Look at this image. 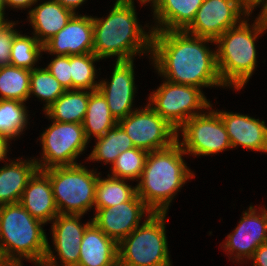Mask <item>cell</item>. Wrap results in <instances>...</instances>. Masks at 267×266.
<instances>
[{"mask_svg":"<svg viewBox=\"0 0 267 266\" xmlns=\"http://www.w3.org/2000/svg\"><path fill=\"white\" fill-rule=\"evenodd\" d=\"M206 42L215 43L186 31H153L151 55L154 67L173 83L198 88L223 87L217 69L216 51H210Z\"/></svg>","mask_w":267,"mask_h":266,"instance_id":"6da1fadb","label":"cell"},{"mask_svg":"<svg viewBox=\"0 0 267 266\" xmlns=\"http://www.w3.org/2000/svg\"><path fill=\"white\" fill-rule=\"evenodd\" d=\"M92 19L93 53L99 59L128 61L138 53L151 54L153 31L146 34L138 24L134 4L116 1L106 19Z\"/></svg>","mask_w":267,"mask_h":266,"instance_id":"7a4b0ae2","label":"cell"},{"mask_svg":"<svg viewBox=\"0 0 267 266\" xmlns=\"http://www.w3.org/2000/svg\"><path fill=\"white\" fill-rule=\"evenodd\" d=\"M184 154L179 138L167 148L148 153L136 188L137 195L154 213H167L179 189L195 176L186 166Z\"/></svg>","mask_w":267,"mask_h":266,"instance_id":"3957f363","label":"cell"},{"mask_svg":"<svg viewBox=\"0 0 267 266\" xmlns=\"http://www.w3.org/2000/svg\"><path fill=\"white\" fill-rule=\"evenodd\" d=\"M42 224L20 203L0 205V252L9 266H22V257L42 265L49 243Z\"/></svg>","mask_w":267,"mask_h":266,"instance_id":"277c9868","label":"cell"},{"mask_svg":"<svg viewBox=\"0 0 267 266\" xmlns=\"http://www.w3.org/2000/svg\"><path fill=\"white\" fill-rule=\"evenodd\" d=\"M243 20L226 30L216 41V63L224 87L242 89L256 67L255 40L265 28L257 21L251 26ZM250 26V27H249Z\"/></svg>","mask_w":267,"mask_h":266,"instance_id":"5b68a950","label":"cell"},{"mask_svg":"<svg viewBox=\"0 0 267 266\" xmlns=\"http://www.w3.org/2000/svg\"><path fill=\"white\" fill-rule=\"evenodd\" d=\"M166 213H152L118 243V266H171Z\"/></svg>","mask_w":267,"mask_h":266,"instance_id":"8992f818","label":"cell"},{"mask_svg":"<svg viewBox=\"0 0 267 266\" xmlns=\"http://www.w3.org/2000/svg\"><path fill=\"white\" fill-rule=\"evenodd\" d=\"M43 172L50 178L59 214L84 215L94 207L98 175L84 165L52 167Z\"/></svg>","mask_w":267,"mask_h":266,"instance_id":"52a82bcc","label":"cell"},{"mask_svg":"<svg viewBox=\"0 0 267 266\" xmlns=\"http://www.w3.org/2000/svg\"><path fill=\"white\" fill-rule=\"evenodd\" d=\"M149 100L150 107L177 131L188 119L201 114L196 109L212 108L200 88L167 80L149 96Z\"/></svg>","mask_w":267,"mask_h":266,"instance_id":"ba28073f","label":"cell"},{"mask_svg":"<svg viewBox=\"0 0 267 266\" xmlns=\"http://www.w3.org/2000/svg\"><path fill=\"white\" fill-rule=\"evenodd\" d=\"M40 138L43 160L35 159V161L41 171L52 167L78 164L75 159L89 143L82 124L54 120Z\"/></svg>","mask_w":267,"mask_h":266,"instance_id":"9c48e42d","label":"cell"},{"mask_svg":"<svg viewBox=\"0 0 267 266\" xmlns=\"http://www.w3.org/2000/svg\"><path fill=\"white\" fill-rule=\"evenodd\" d=\"M201 113L188 119L179 129L183 151L187 154L211 155L232 148L226 127L217 111Z\"/></svg>","mask_w":267,"mask_h":266,"instance_id":"30bf717a","label":"cell"},{"mask_svg":"<svg viewBox=\"0 0 267 266\" xmlns=\"http://www.w3.org/2000/svg\"><path fill=\"white\" fill-rule=\"evenodd\" d=\"M131 138L134 147L152 152L171 146L177 141L178 131L156 113L148 104L142 110L135 109L118 121Z\"/></svg>","mask_w":267,"mask_h":266,"instance_id":"8fae6325","label":"cell"},{"mask_svg":"<svg viewBox=\"0 0 267 266\" xmlns=\"http://www.w3.org/2000/svg\"><path fill=\"white\" fill-rule=\"evenodd\" d=\"M250 15L242 0H204L187 33L216 41L226 30L238 25L241 15Z\"/></svg>","mask_w":267,"mask_h":266,"instance_id":"7c38bea8","label":"cell"},{"mask_svg":"<svg viewBox=\"0 0 267 266\" xmlns=\"http://www.w3.org/2000/svg\"><path fill=\"white\" fill-rule=\"evenodd\" d=\"M145 213L151 215L154 212L136 194L130 201L96 210L91 221L119 243L140 225Z\"/></svg>","mask_w":267,"mask_h":266,"instance_id":"4fadbf2b","label":"cell"},{"mask_svg":"<svg viewBox=\"0 0 267 266\" xmlns=\"http://www.w3.org/2000/svg\"><path fill=\"white\" fill-rule=\"evenodd\" d=\"M256 208L249 207V210L243 213L239 225L234 232L228 234L227 240L223 245L224 250H228L238 261L243 258L250 260L255 250L267 242V210L261 208V214H256ZM233 252V253H232Z\"/></svg>","mask_w":267,"mask_h":266,"instance_id":"5bb4252c","label":"cell"},{"mask_svg":"<svg viewBox=\"0 0 267 266\" xmlns=\"http://www.w3.org/2000/svg\"><path fill=\"white\" fill-rule=\"evenodd\" d=\"M133 60L116 61L111 81H100L98 90L109 106L111 115L117 120L125 118L133 112L135 81Z\"/></svg>","mask_w":267,"mask_h":266,"instance_id":"9a60e30c","label":"cell"},{"mask_svg":"<svg viewBox=\"0 0 267 266\" xmlns=\"http://www.w3.org/2000/svg\"><path fill=\"white\" fill-rule=\"evenodd\" d=\"M43 51L63 56L93 53L92 16L75 14L57 34L43 45Z\"/></svg>","mask_w":267,"mask_h":266,"instance_id":"2e32d148","label":"cell"},{"mask_svg":"<svg viewBox=\"0 0 267 266\" xmlns=\"http://www.w3.org/2000/svg\"><path fill=\"white\" fill-rule=\"evenodd\" d=\"M80 214H58L52 225L53 244L62 266H78L84 231L92 222L82 225Z\"/></svg>","mask_w":267,"mask_h":266,"instance_id":"e0dca14e","label":"cell"},{"mask_svg":"<svg viewBox=\"0 0 267 266\" xmlns=\"http://www.w3.org/2000/svg\"><path fill=\"white\" fill-rule=\"evenodd\" d=\"M232 148L242 146L267 153V126L265 122L239 113L219 111Z\"/></svg>","mask_w":267,"mask_h":266,"instance_id":"ac0fdd59","label":"cell"},{"mask_svg":"<svg viewBox=\"0 0 267 266\" xmlns=\"http://www.w3.org/2000/svg\"><path fill=\"white\" fill-rule=\"evenodd\" d=\"M19 203L42 223L54 220L59 214L56 207L50 178L38 170L29 180Z\"/></svg>","mask_w":267,"mask_h":266,"instance_id":"d6986e66","label":"cell"},{"mask_svg":"<svg viewBox=\"0 0 267 266\" xmlns=\"http://www.w3.org/2000/svg\"><path fill=\"white\" fill-rule=\"evenodd\" d=\"M78 266H118V243L93 222L84 231Z\"/></svg>","mask_w":267,"mask_h":266,"instance_id":"ffe728a7","label":"cell"},{"mask_svg":"<svg viewBox=\"0 0 267 266\" xmlns=\"http://www.w3.org/2000/svg\"><path fill=\"white\" fill-rule=\"evenodd\" d=\"M204 0H158L153 6L158 23L152 31H185ZM159 27V28H158Z\"/></svg>","mask_w":267,"mask_h":266,"instance_id":"44dd1931","label":"cell"},{"mask_svg":"<svg viewBox=\"0 0 267 266\" xmlns=\"http://www.w3.org/2000/svg\"><path fill=\"white\" fill-rule=\"evenodd\" d=\"M76 14L55 0L43 2L29 11L34 36L44 45L57 34Z\"/></svg>","mask_w":267,"mask_h":266,"instance_id":"7402d4cb","label":"cell"},{"mask_svg":"<svg viewBox=\"0 0 267 266\" xmlns=\"http://www.w3.org/2000/svg\"><path fill=\"white\" fill-rule=\"evenodd\" d=\"M38 170L35 159H18L0 168V205L19 203L29 180Z\"/></svg>","mask_w":267,"mask_h":266,"instance_id":"603a6c76","label":"cell"},{"mask_svg":"<svg viewBox=\"0 0 267 266\" xmlns=\"http://www.w3.org/2000/svg\"><path fill=\"white\" fill-rule=\"evenodd\" d=\"M90 90H66L45 113L57 122L82 124L89 101Z\"/></svg>","mask_w":267,"mask_h":266,"instance_id":"cb8c5ba5","label":"cell"},{"mask_svg":"<svg viewBox=\"0 0 267 266\" xmlns=\"http://www.w3.org/2000/svg\"><path fill=\"white\" fill-rule=\"evenodd\" d=\"M116 124L118 121L111 115L102 93L98 89L91 91L82 123L87 140L90 141L91 135L96 138L104 136Z\"/></svg>","mask_w":267,"mask_h":266,"instance_id":"d4e9b609","label":"cell"},{"mask_svg":"<svg viewBox=\"0 0 267 266\" xmlns=\"http://www.w3.org/2000/svg\"><path fill=\"white\" fill-rule=\"evenodd\" d=\"M137 194V188L125 183L124 179L110 176L101 179L98 177L95 189L94 206L100 208L112 207L130 201Z\"/></svg>","mask_w":267,"mask_h":266,"instance_id":"484cf974","label":"cell"},{"mask_svg":"<svg viewBox=\"0 0 267 266\" xmlns=\"http://www.w3.org/2000/svg\"><path fill=\"white\" fill-rule=\"evenodd\" d=\"M31 71L8 65L0 67V100L25 102L30 98Z\"/></svg>","mask_w":267,"mask_h":266,"instance_id":"4316f807","label":"cell"},{"mask_svg":"<svg viewBox=\"0 0 267 266\" xmlns=\"http://www.w3.org/2000/svg\"><path fill=\"white\" fill-rule=\"evenodd\" d=\"M24 102L0 100V135L8 140L21 135L28 123Z\"/></svg>","mask_w":267,"mask_h":266,"instance_id":"83f0119b","label":"cell"},{"mask_svg":"<svg viewBox=\"0 0 267 266\" xmlns=\"http://www.w3.org/2000/svg\"><path fill=\"white\" fill-rule=\"evenodd\" d=\"M30 93L45 100L48 109L66 90L60 82L45 68H34L30 74Z\"/></svg>","mask_w":267,"mask_h":266,"instance_id":"f1b7e54d","label":"cell"},{"mask_svg":"<svg viewBox=\"0 0 267 266\" xmlns=\"http://www.w3.org/2000/svg\"><path fill=\"white\" fill-rule=\"evenodd\" d=\"M100 60L94 53L70 55L72 90H97L94 62Z\"/></svg>","mask_w":267,"mask_h":266,"instance_id":"f546056e","label":"cell"},{"mask_svg":"<svg viewBox=\"0 0 267 266\" xmlns=\"http://www.w3.org/2000/svg\"><path fill=\"white\" fill-rule=\"evenodd\" d=\"M42 51L43 45L35 36H24L18 33L13 39L10 65L31 71L36 68L33 66L38 61Z\"/></svg>","mask_w":267,"mask_h":266,"instance_id":"4dcf8cb0","label":"cell"},{"mask_svg":"<svg viewBox=\"0 0 267 266\" xmlns=\"http://www.w3.org/2000/svg\"><path fill=\"white\" fill-rule=\"evenodd\" d=\"M148 153V151L136 147L119 153L110 168L112 176L124 180L140 179Z\"/></svg>","mask_w":267,"mask_h":266,"instance_id":"1f68e13d","label":"cell"},{"mask_svg":"<svg viewBox=\"0 0 267 266\" xmlns=\"http://www.w3.org/2000/svg\"><path fill=\"white\" fill-rule=\"evenodd\" d=\"M116 125L110 128L104 136L96 138L97 143L93 148L88 160L104 161L105 164H113L117 157L118 151L115 144Z\"/></svg>","mask_w":267,"mask_h":266,"instance_id":"d6a6232c","label":"cell"},{"mask_svg":"<svg viewBox=\"0 0 267 266\" xmlns=\"http://www.w3.org/2000/svg\"><path fill=\"white\" fill-rule=\"evenodd\" d=\"M46 69L60 82L65 90H72L70 56L57 55Z\"/></svg>","mask_w":267,"mask_h":266,"instance_id":"836d02e7","label":"cell"},{"mask_svg":"<svg viewBox=\"0 0 267 266\" xmlns=\"http://www.w3.org/2000/svg\"><path fill=\"white\" fill-rule=\"evenodd\" d=\"M15 21H6L0 26V67L10 65L11 48L13 39L18 31L13 29Z\"/></svg>","mask_w":267,"mask_h":266,"instance_id":"e575fe53","label":"cell"},{"mask_svg":"<svg viewBox=\"0 0 267 266\" xmlns=\"http://www.w3.org/2000/svg\"><path fill=\"white\" fill-rule=\"evenodd\" d=\"M115 144L118 153L134 148L131 138L119 124H116Z\"/></svg>","mask_w":267,"mask_h":266,"instance_id":"d590c367","label":"cell"},{"mask_svg":"<svg viewBox=\"0 0 267 266\" xmlns=\"http://www.w3.org/2000/svg\"><path fill=\"white\" fill-rule=\"evenodd\" d=\"M250 259L253 260V266H267V242L260 245Z\"/></svg>","mask_w":267,"mask_h":266,"instance_id":"8d00e7d4","label":"cell"},{"mask_svg":"<svg viewBox=\"0 0 267 266\" xmlns=\"http://www.w3.org/2000/svg\"><path fill=\"white\" fill-rule=\"evenodd\" d=\"M261 5L263 9H261L260 14L257 17V21L267 30V0H258L255 5L250 9V13L254 9V7Z\"/></svg>","mask_w":267,"mask_h":266,"instance_id":"74e56055","label":"cell"},{"mask_svg":"<svg viewBox=\"0 0 267 266\" xmlns=\"http://www.w3.org/2000/svg\"><path fill=\"white\" fill-rule=\"evenodd\" d=\"M6 6L12 7V8H30L31 5L38 2L37 0H3Z\"/></svg>","mask_w":267,"mask_h":266,"instance_id":"f35d334b","label":"cell"},{"mask_svg":"<svg viewBox=\"0 0 267 266\" xmlns=\"http://www.w3.org/2000/svg\"><path fill=\"white\" fill-rule=\"evenodd\" d=\"M60 3L63 7L71 10L72 12L76 11L79 5H82L85 0H55Z\"/></svg>","mask_w":267,"mask_h":266,"instance_id":"ab89813d","label":"cell"},{"mask_svg":"<svg viewBox=\"0 0 267 266\" xmlns=\"http://www.w3.org/2000/svg\"><path fill=\"white\" fill-rule=\"evenodd\" d=\"M53 253L54 252H52L50 245L48 244V249H47L45 259L42 265H39V266H60L58 265L55 255Z\"/></svg>","mask_w":267,"mask_h":266,"instance_id":"60d3db41","label":"cell"},{"mask_svg":"<svg viewBox=\"0 0 267 266\" xmlns=\"http://www.w3.org/2000/svg\"><path fill=\"white\" fill-rule=\"evenodd\" d=\"M10 142L6 137L0 135V161L6 158Z\"/></svg>","mask_w":267,"mask_h":266,"instance_id":"b9f144b4","label":"cell"},{"mask_svg":"<svg viewBox=\"0 0 267 266\" xmlns=\"http://www.w3.org/2000/svg\"><path fill=\"white\" fill-rule=\"evenodd\" d=\"M119 2H123V3H130V4H134V1L133 0H117ZM142 4L143 3H148V2H151L152 1V6H154L156 4V2L158 0H139Z\"/></svg>","mask_w":267,"mask_h":266,"instance_id":"7bdbcfd3","label":"cell"},{"mask_svg":"<svg viewBox=\"0 0 267 266\" xmlns=\"http://www.w3.org/2000/svg\"><path fill=\"white\" fill-rule=\"evenodd\" d=\"M258 0H242V2L251 9Z\"/></svg>","mask_w":267,"mask_h":266,"instance_id":"ee69618b","label":"cell"},{"mask_svg":"<svg viewBox=\"0 0 267 266\" xmlns=\"http://www.w3.org/2000/svg\"><path fill=\"white\" fill-rule=\"evenodd\" d=\"M5 3L3 0H0V14H2L4 16V10H5Z\"/></svg>","mask_w":267,"mask_h":266,"instance_id":"f6af8a7d","label":"cell"},{"mask_svg":"<svg viewBox=\"0 0 267 266\" xmlns=\"http://www.w3.org/2000/svg\"><path fill=\"white\" fill-rule=\"evenodd\" d=\"M0 266H9V265L4 261L1 252H0Z\"/></svg>","mask_w":267,"mask_h":266,"instance_id":"bcb514c9","label":"cell"},{"mask_svg":"<svg viewBox=\"0 0 267 266\" xmlns=\"http://www.w3.org/2000/svg\"><path fill=\"white\" fill-rule=\"evenodd\" d=\"M6 20L4 19V16L0 14V26L3 24Z\"/></svg>","mask_w":267,"mask_h":266,"instance_id":"7dc6e473","label":"cell"}]
</instances>
